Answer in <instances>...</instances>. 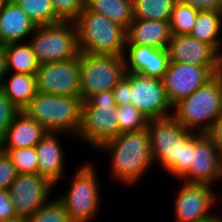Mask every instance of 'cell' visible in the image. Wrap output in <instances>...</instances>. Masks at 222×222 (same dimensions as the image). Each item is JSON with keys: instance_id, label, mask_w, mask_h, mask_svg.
<instances>
[{"instance_id": "obj_29", "label": "cell", "mask_w": 222, "mask_h": 222, "mask_svg": "<svg viewBox=\"0 0 222 222\" xmlns=\"http://www.w3.org/2000/svg\"><path fill=\"white\" fill-rule=\"evenodd\" d=\"M117 117L120 124V134L146 129L149 120L131 103L118 106Z\"/></svg>"}, {"instance_id": "obj_6", "label": "cell", "mask_w": 222, "mask_h": 222, "mask_svg": "<svg viewBox=\"0 0 222 222\" xmlns=\"http://www.w3.org/2000/svg\"><path fill=\"white\" fill-rule=\"evenodd\" d=\"M30 39L39 65L66 61L80 54L75 22L58 23L36 27Z\"/></svg>"}, {"instance_id": "obj_36", "label": "cell", "mask_w": 222, "mask_h": 222, "mask_svg": "<svg viewBox=\"0 0 222 222\" xmlns=\"http://www.w3.org/2000/svg\"><path fill=\"white\" fill-rule=\"evenodd\" d=\"M112 93L118 106L130 103L128 72H126L121 80L113 87Z\"/></svg>"}, {"instance_id": "obj_22", "label": "cell", "mask_w": 222, "mask_h": 222, "mask_svg": "<svg viewBox=\"0 0 222 222\" xmlns=\"http://www.w3.org/2000/svg\"><path fill=\"white\" fill-rule=\"evenodd\" d=\"M1 89L19 111H22L37 93L36 76L14 73L9 82L3 81Z\"/></svg>"}, {"instance_id": "obj_21", "label": "cell", "mask_w": 222, "mask_h": 222, "mask_svg": "<svg viewBox=\"0 0 222 222\" xmlns=\"http://www.w3.org/2000/svg\"><path fill=\"white\" fill-rule=\"evenodd\" d=\"M58 133L47 132L35 146L38 159V174L46 178L52 185L62 178L64 168V156L60 143L57 140Z\"/></svg>"}, {"instance_id": "obj_24", "label": "cell", "mask_w": 222, "mask_h": 222, "mask_svg": "<svg viewBox=\"0 0 222 222\" xmlns=\"http://www.w3.org/2000/svg\"><path fill=\"white\" fill-rule=\"evenodd\" d=\"M221 23V11H199L190 35L199 41L210 44L218 52L219 46H221L218 37L222 28Z\"/></svg>"}, {"instance_id": "obj_9", "label": "cell", "mask_w": 222, "mask_h": 222, "mask_svg": "<svg viewBox=\"0 0 222 222\" xmlns=\"http://www.w3.org/2000/svg\"><path fill=\"white\" fill-rule=\"evenodd\" d=\"M94 168L86 165L75 174L72 187L58 199L63 203L72 222H87L94 217L99 205L100 191Z\"/></svg>"}, {"instance_id": "obj_34", "label": "cell", "mask_w": 222, "mask_h": 222, "mask_svg": "<svg viewBox=\"0 0 222 222\" xmlns=\"http://www.w3.org/2000/svg\"><path fill=\"white\" fill-rule=\"evenodd\" d=\"M19 112V109L0 88V142L5 138L9 126Z\"/></svg>"}, {"instance_id": "obj_26", "label": "cell", "mask_w": 222, "mask_h": 222, "mask_svg": "<svg viewBox=\"0 0 222 222\" xmlns=\"http://www.w3.org/2000/svg\"><path fill=\"white\" fill-rule=\"evenodd\" d=\"M178 0H133V20L169 21Z\"/></svg>"}, {"instance_id": "obj_39", "label": "cell", "mask_w": 222, "mask_h": 222, "mask_svg": "<svg viewBox=\"0 0 222 222\" xmlns=\"http://www.w3.org/2000/svg\"><path fill=\"white\" fill-rule=\"evenodd\" d=\"M215 142L217 148L220 151L222 157V113L218 116L214 122L211 130L207 133Z\"/></svg>"}, {"instance_id": "obj_16", "label": "cell", "mask_w": 222, "mask_h": 222, "mask_svg": "<svg viewBox=\"0 0 222 222\" xmlns=\"http://www.w3.org/2000/svg\"><path fill=\"white\" fill-rule=\"evenodd\" d=\"M167 50L170 62L199 67H222V54L210 44L199 41L190 34H172Z\"/></svg>"}, {"instance_id": "obj_19", "label": "cell", "mask_w": 222, "mask_h": 222, "mask_svg": "<svg viewBox=\"0 0 222 222\" xmlns=\"http://www.w3.org/2000/svg\"><path fill=\"white\" fill-rule=\"evenodd\" d=\"M48 131L20 111L9 126L5 138L0 142V149H19L35 147Z\"/></svg>"}, {"instance_id": "obj_35", "label": "cell", "mask_w": 222, "mask_h": 222, "mask_svg": "<svg viewBox=\"0 0 222 222\" xmlns=\"http://www.w3.org/2000/svg\"><path fill=\"white\" fill-rule=\"evenodd\" d=\"M16 175L17 172L11 158L0 149V190H7Z\"/></svg>"}, {"instance_id": "obj_4", "label": "cell", "mask_w": 222, "mask_h": 222, "mask_svg": "<svg viewBox=\"0 0 222 222\" xmlns=\"http://www.w3.org/2000/svg\"><path fill=\"white\" fill-rule=\"evenodd\" d=\"M22 111L48 132L77 134L81 126L82 99L37 92Z\"/></svg>"}, {"instance_id": "obj_25", "label": "cell", "mask_w": 222, "mask_h": 222, "mask_svg": "<svg viewBox=\"0 0 222 222\" xmlns=\"http://www.w3.org/2000/svg\"><path fill=\"white\" fill-rule=\"evenodd\" d=\"M7 70L15 73L36 74L39 63L30 43H10L5 45Z\"/></svg>"}, {"instance_id": "obj_32", "label": "cell", "mask_w": 222, "mask_h": 222, "mask_svg": "<svg viewBox=\"0 0 222 222\" xmlns=\"http://www.w3.org/2000/svg\"><path fill=\"white\" fill-rule=\"evenodd\" d=\"M195 149V133L187 141H179L177 170L172 174L180 180L192 167L193 150Z\"/></svg>"}, {"instance_id": "obj_5", "label": "cell", "mask_w": 222, "mask_h": 222, "mask_svg": "<svg viewBox=\"0 0 222 222\" xmlns=\"http://www.w3.org/2000/svg\"><path fill=\"white\" fill-rule=\"evenodd\" d=\"M117 109L112 91L100 92L82 101L80 138L99 148L117 137L120 134Z\"/></svg>"}, {"instance_id": "obj_37", "label": "cell", "mask_w": 222, "mask_h": 222, "mask_svg": "<svg viewBox=\"0 0 222 222\" xmlns=\"http://www.w3.org/2000/svg\"><path fill=\"white\" fill-rule=\"evenodd\" d=\"M17 217L15 206L8 195L7 190H0V220Z\"/></svg>"}, {"instance_id": "obj_2", "label": "cell", "mask_w": 222, "mask_h": 222, "mask_svg": "<svg viewBox=\"0 0 222 222\" xmlns=\"http://www.w3.org/2000/svg\"><path fill=\"white\" fill-rule=\"evenodd\" d=\"M74 22L80 52L90 55H125L126 28L120 24L86 7Z\"/></svg>"}, {"instance_id": "obj_1", "label": "cell", "mask_w": 222, "mask_h": 222, "mask_svg": "<svg viewBox=\"0 0 222 222\" xmlns=\"http://www.w3.org/2000/svg\"><path fill=\"white\" fill-rule=\"evenodd\" d=\"M102 148L112 154L113 178L129 185L139 180L153 162L147 128L121 133L99 147Z\"/></svg>"}, {"instance_id": "obj_43", "label": "cell", "mask_w": 222, "mask_h": 222, "mask_svg": "<svg viewBox=\"0 0 222 222\" xmlns=\"http://www.w3.org/2000/svg\"><path fill=\"white\" fill-rule=\"evenodd\" d=\"M211 222H222V218L215 217Z\"/></svg>"}, {"instance_id": "obj_42", "label": "cell", "mask_w": 222, "mask_h": 222, "mask_svg": "<svg viewBox=\"0 0 222 222\" xmlns=\"http://www.w3.org/2000/svg\"><path fill=\"white\" fill-rule=\"evenodd\" d=\"M7 1L8 0H0V10L4 7V5Z\"/></svg>"}, {"instance_id": "obj_13", "label": "cell", "mask_w": 222, "mask_h": 222, "mask_svg": "<svg viewBox=\"0 0 222 222\" xmlns=\"http://www.w3.org/2000/svg\"><path fill=\"white\" fill-rule=\"evenodd\" d=\"M52 185L40 174L17 173L7 189L18 218L27 219L46 202Z\"/></svg>"}, {"instance_id": "obj_23", "label": "cell", "mask_w": 222, "mask_h": 222, "mask_svg": "<svg viewBox=\"0 0 222 222\" xmlns=\"http://www.w3.org/2000/svg\"><path fill=\"white\" fill-rule=\"evenodd\" d=\"M85 7L126 29L133 21V0H85Z\"/></svg>"}, {"instance_id": "obj_38", "label": "cell", "mask_w": 222, "mask_h": 222, "mask_svg": "<svg viewBox=\"0 0 222 222\" xmlns=\"http://www.w3.org/2000/svg\"><path fill=\"white\" fill-rule=\"evenodd\" d=\"M198 11H221L220 0H180Z\"/></svg>"}, {"instance_id": "obj_7", "label": "cell", "mask_w": 222, "mask_h": 222, "mask_svg": "<svg viewBox=\"0 0 222 222\" xmlns=\"http://www.w3.org/2000/svg\"><path fill=\"white\" fill-rule=\"evenodd\" d=\"M80 97L87 101L92 95L112 91L125 75L124 56L90 55L80 52Z\"/></svg>"}, {"instance_id": "obj_12", "label": "cell", "mask_w": 222, "mask_h": 222, "mask_svg": "<svg viewBox=\"0 0 222 222\" xmlns=\"http://www.w3.org/2000/svg\"><path fill=\"white\" fill-rule=\"evenodd\" d=\"M130 103L148 119L171 116L169 103L161 79L129 73Z\"/></svg>"}, {"instance_id": "obj_14", "label": "cell", "mask_w": 222, "mask_h": 222, "mask_svg": "<svg viewBox=\"0 0 222 222\" xmlns=\"http://www.w3.org/2000/svg\"><path fill=\"white\" fill-rule=\"evenodd\" d=\"M221 175L222 157L215 142L207 133H195L192 167L182 180L186 183L212 185L221 179Z\"/></svg>"}, {"instance_id": "obj_40", "label": "cell", "mask_w": 222, "mask_h": 222, "mask_svg": "<svg viewBox=\"0 0 222 222\" xmlns=\"http://www.w3.org/2000/svg\"><path fill=\"white\" fill-rule=\"evenodd\" d=\"M8 74L7 62H6V50L5 45L0 44V88L2 86V78Z\"/></svg>"}, {"instance_id": "obj_15", "label": "cell", "mask_w": 222, "mask_h": 222, "mask_svg": "<svg viewBox=\"0 0 222 222\" xmlns=\"http://www.w3.org/2000/svg\"><path fill=\"white\" fill-rule=\"evenodd\" d=\"M211 189V185L185 182L176 197L177 222H211L215 216L208 212L216 201Z\"/></svg>"}, {"instance_id": "obj_20", "label": "cell", "mask_w": 222, "mask_h": 222, "mask_svg": "<svg viewBox=\"0 0 222 222\" xmlns=\"http://www.w3.org/2000/svg\"><path fill=\"white\" fill-rule=\"evenodd\" d=\"M36 26L13 0H8L0 10V44L18 43Z\"/></svg>"}, {"instance_id": "obj_11", "label": "cell", "mask_w": 222, "mask_h": 222, "mask_svg": "<svg viewBox=\"0 0 222 222\" xmlns=\"http://www.w3.org/2000/svg\"><path fill=\"white\" fill-rule=\"evenodd\" d=\"M35 76L37 92L80 96L79 56L66 61L41 64Z\"/></svg>"}, {"instance_id": "obj_33", "label": "cell", "mask_w": 222, "mask_h": 222, "mask_svg": "<svg viewBox=\"0 0 222 222\" xmlns=\"http://www.w3.org/2000/svg\"><path fill=\"white\" fill-rule=\"evenodd\" d=\"M53 5L60 21L74 22L85 8V0H53Z\"/></svg>"}, {"instance_id": "obj_8", "label": "cell", "mask_w": 222, "mask_h": 222, "mask_svg": "<svg viewBox=\"0 0 222 222\" xmlns=\"http://www.w3.org/2000/svg\"><path fill=\"white\" fill-rule=\"evenodd\" d=\"M147 129L153 161L157 159L163 169L173 174L177 170L179 141H187L195 132L184 129L172 115L149 119Z\"/></svg>"}, {"instance_id": "obj_30", "label": "cell", "mask_w": 222, "mask_h": 222, "mask_svg": "<svg viewBox=\"0 0 222 222\" xmlns=\"http://www.w3.org/2000/svg\"><path fill=\"white\" fill-rule=\"evenodd\" d=\"M11 158L17 173H38V159L35 147L19 149H1Z\"/></svg>"}, {"instance_id": "obj_27", "label": "cell", "mask_w": 222, "mask_h": 222, "mask_svg": "<svg viewBox=\"0 0 222 222\" xmlns=\"http://www.w3.org/2000/svg\"><path fill=\"white\" fill-rule=\"evenodd\" d=\"M36 27L60 22L56 17L53 0H13Z\"/></svg>"}, {"instance_id": "obj_31", "label": "cell", "mask_w": 222, "mask_h": 222, "mask_svg": "<svg viewBox=\"0 0 222 222\" xmlns=\"http://www.w3.org/2000/svg\"><path fill=\"white\" fill-rule=\"evenodd\" d=\"M27 222H72L63 203L59 200L46 202Z\"/></svg>"}, {"instance_id": "obj_3", "label": "cell", "mask_w": 222, "mask_h": 222, "mask_svg": "<svg viewBox=\"0 0 222 222\" xmlns=\"http://www.w3.org/2000/svg\"><path fill=\"white\" fill-rule=\"evenodd\" d=\"M172 116L184 129L208 133L222 113V72L173 106Z\"/></svg>"}, {"instance_id": "obj_41", "label": "cell", "mask_w": 222, "mask_h": 222, "mask_svg": "<svg viewBox=\"0 0 222 222\" xmlns=\"http://www.w3.org/2000/svg\"><path fill=\"white\" fill-rule=\"evenodd\" d=\"M0 222H27V220L15 217V218H12V219L0 220Z\"/></svg>"}, {"instance_id": "obj_17", "label": "cell", "mask_w": 222, "mask_h": 222, "mask_svg": "<svg viewBox=\"0 0 222 222\" xmlns=\"http://www.w3.org/2000/svg\"><path fill=\"white\" fill-rule=\"evenodd\" d=\"M128 46L129 48L126 49L128 52H124L128 53L124 55L125 72L138 73L157 79L163 78L170 64L167 49H154L142 45ZM126 56L129 57V59Z\"/></svg>"}, {"instance_id": "obj_18", "label": "cell", "mask_w": 222, "mask_h": 222, "mask_svg": "<svg viewBox=\"0 0 222 222\" xmlns=\"http://www.w3.org/2000/svg\"><path fill=\"white\" fill-rule=\"evenodd\" d=\"M171 37L169 21L133 20L126 29V45L167 49Z\"/></svg>"}, {"instance_id": "obj_28", "label": "cell", "mask_w": 222, "mask_h": 222, "mask_svg": "<svg viewBox=\"0 0 222 222\" xmlns=\"http://www.w3.org/2000/svg\"><path fill=\"white\" fill-rule=\"evenodd\" d=\"M198 10L178 0L169 20L170 30L175 35L190 34L193 30Z\"/></svg>"}, {"instance_id": "obj_10", "label": "cell", "mask_w": 222, "mask_h": 222, "mask_svg": "<svg viewBox=\"0 0 222 222\" xmlns=\"http://www.w3.org/2000/svg\"><path fill=\"white\" fill-rule=\"evenodd\" d=\"M221 72L222 67H199L170 62L161 79L169 103L173 107Z\"/></svg>"}]
</instances>
